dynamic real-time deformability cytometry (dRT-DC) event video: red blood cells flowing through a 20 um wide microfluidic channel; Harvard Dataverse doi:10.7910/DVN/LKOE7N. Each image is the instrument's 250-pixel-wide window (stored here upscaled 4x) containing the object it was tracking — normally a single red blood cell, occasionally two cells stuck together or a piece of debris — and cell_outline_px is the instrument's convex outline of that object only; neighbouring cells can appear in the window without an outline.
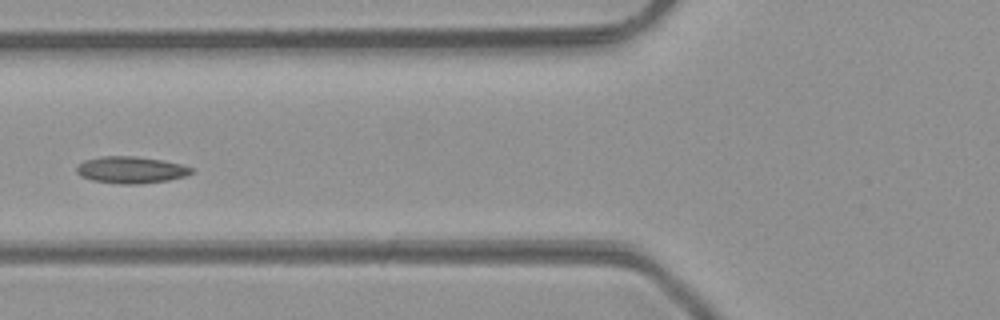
{"species": "common noctule bat (a hibernating species)", "species_latin": "Nyctalus noctula", "temperature_condition": "room temperature", "stored_images_in_passage": 7, "camera_frame_rate_fps": 3000, "um_per_image_px": 0.085, "animal": {"sex": "male", "body_mass_g": 23.1, "forearm_length_mm": 52.7}, "frame": {"image": 1, "passage_image": 5, "time_ms": 5.667, "image_size_px": [1000, 320], "cell_outline_px": [[196, 172], [184, 176], [168, 180], [140, 184], [120, 184], [92, 180], [80, 176], [76, 172], [76, 164], [84, 160], [100, 156], [136, 156], [160, 160], [180, 164], [196, 168]], "centroid_in_image_um": [11.12, 14.44], "position_along_channel_um": 114.7, "area_um2": 18.15}}
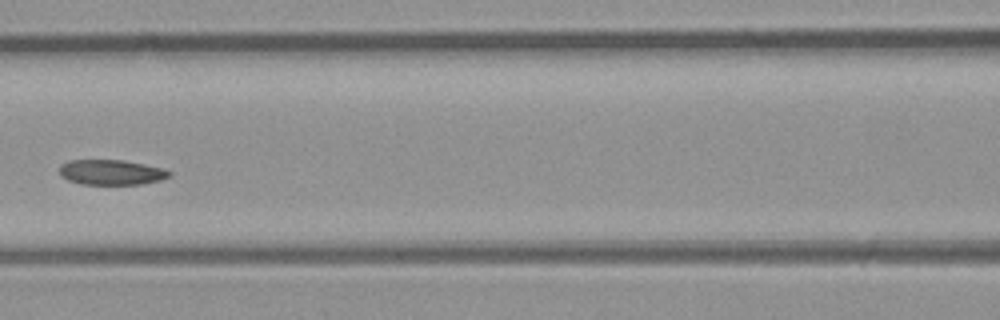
{"frame": {"image": 2, "passage_image": 6, "time_ms": 6.667, "image_size_px": [1000, 320], "cell_outline_px": [[172, 176], [160, 180], [140, 184], [80, 184], [68, 180], [60, 176], [60, 164], [68, 160], [124, 160], [164, 168], [172, 172]], "centroid_in_image_um": [9.47, 14.64], "position_along_channel_um": 157.1, "area_um2": 16.24}}
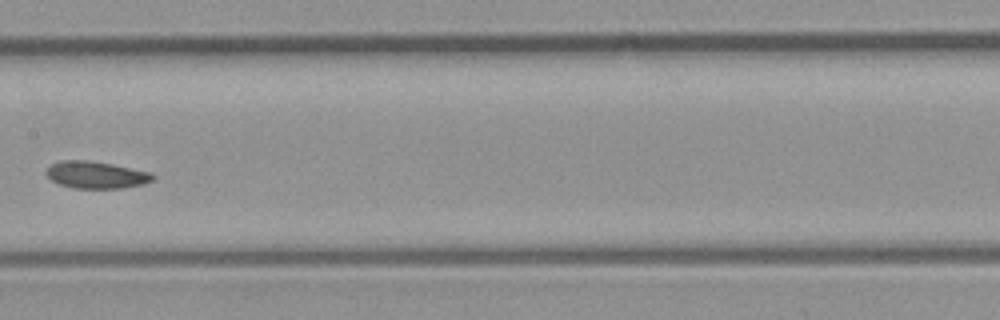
{"frame": {"image": 3, "passage_image": 7, "time_ms": 7.667, "image_size_px": [1000, 320], "cell_outline_px": [[156, 176], [152, 180], [144, 184], [120, 188], [72, 188], [60, 184], [52, 180], [44, 172], [52, 164], [60, 160], [88, 160], [112, 164], [152, 172]], "centroid_in_image_um": [8.19, 14.86], "position_along_channel_um": 199.2, "area_um2": 16.82}}